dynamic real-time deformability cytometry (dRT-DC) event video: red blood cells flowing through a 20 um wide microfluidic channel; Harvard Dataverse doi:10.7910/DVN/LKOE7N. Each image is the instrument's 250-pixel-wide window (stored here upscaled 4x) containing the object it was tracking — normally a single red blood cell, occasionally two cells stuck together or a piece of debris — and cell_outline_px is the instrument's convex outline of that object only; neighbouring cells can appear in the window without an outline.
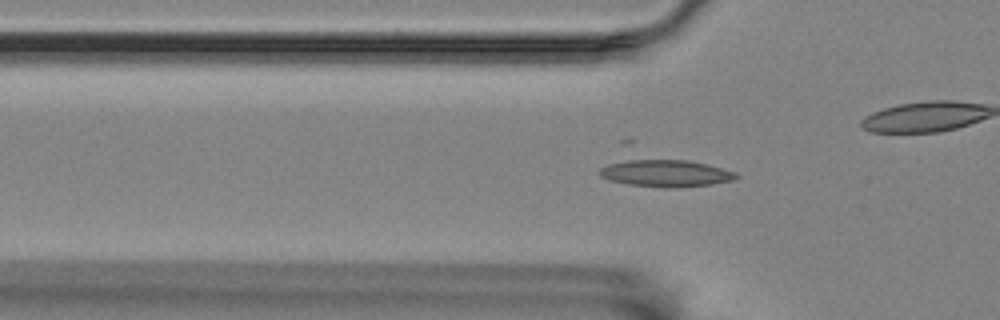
{"species": "Egyptian fruit bat (a non-hibernating species)", "species_latin": "Rousettus aegyptiacus", "temperature_condition": "room temperature", "stored_images_in_passage": 55, "camera_frame_rate_fps": 3000, "um_per_image_px": 0.085, "animal": {"sex": "female"}, "frame": {"image": 1, "passage_image": 15, "time_ms": 4.667, "image_size_px": [1000, 320], "cell_outline_px": [[740, 176], [736, 180], [712, 184], [676, 188], [664, 188], [628, 184], [608, 180], [600, 176], [600, 168], [608, 164], [628, 156], [632, 156], [688, 160], [736, 172]], "centroid_in_image_um": [56.5, 14.68], "position_along_channel_um": 69.3, "area_um2": 22.6}}
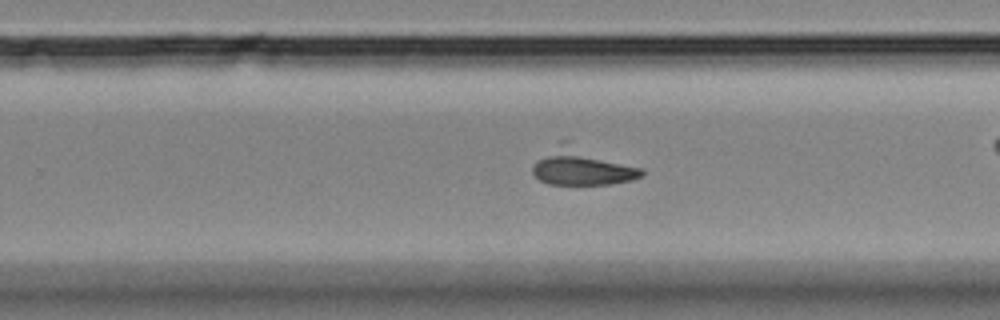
{"frame": {"image": 2, "passage_image": 33, "time_ms": 10.667, "image_size_px": [1000, 320], "cell_outline_px": [[644, 176], [632, 180], [612, 184], [548, 184], [540, 180], [532, 172], [532, 164], [536, 160], [560, 140], [568, 140], [644, 168]], "centroid_in_image_um": [49.51, 14.14], "position_along_channel_um": 280.3, "area_um2": 24.16}}
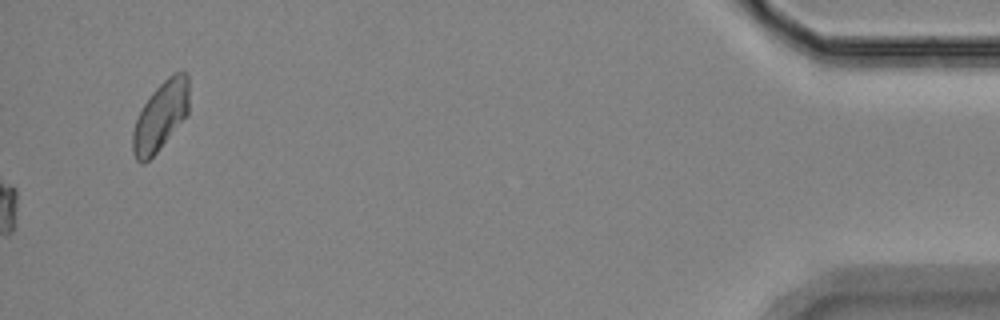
{"frame": {"image": 3, "passage_image": 55, "time_ms": 18.0, "image_size_px": [1000, 320], "cell_outline_px": [[188, 112], [160, 148], [144, 164], [140, 164], [136, 160], [132, 152], [132, 132], [136, 120], [144, 104], [152, 92], [172, 72], [188, 72]], "centroid_in_image_um": [13.63, 9.86], "position_along_channel_um": 421.6, "area_um2": 22.31}}